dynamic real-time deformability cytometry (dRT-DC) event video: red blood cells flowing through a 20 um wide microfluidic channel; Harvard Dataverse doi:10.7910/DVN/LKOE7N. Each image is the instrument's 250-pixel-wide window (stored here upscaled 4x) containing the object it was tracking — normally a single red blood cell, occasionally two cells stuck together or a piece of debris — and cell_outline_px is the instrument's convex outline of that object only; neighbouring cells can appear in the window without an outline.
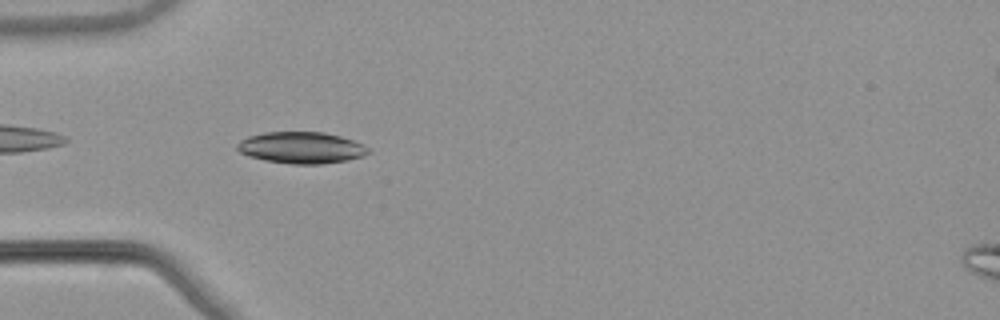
{"species": "common noctule bat (a hibernating species)", "species_latin": "Nyctalus noctula", "temperature_condition": "warm", "stored_images_in_passage": 39, "camera_frame_rate_fps": 3000, "um_per_image_px": 0.085, "animal": {"sex": "male", "body_mass_g": 21.5, "forearm_length_mm": 52.0}, "frame": {"image": 1, "passage_image": 3, "time_ms": 0.667, "image_size_px": [1000, 320], "cell_outline_px": [[372, 152], [364, 156], [344, 160], [320, 164], [292, 164], [264, 160], [248, 156], [240, 152], [236, 148], [236, 144], [240, 140], [248, 136], [264, 132], [324, 132], [340, 136], [364, 144]], "centroid_in_image_um": [25.6, 12.55], "position_along_channel_um": 59.4, "area_um2": 24.16}}
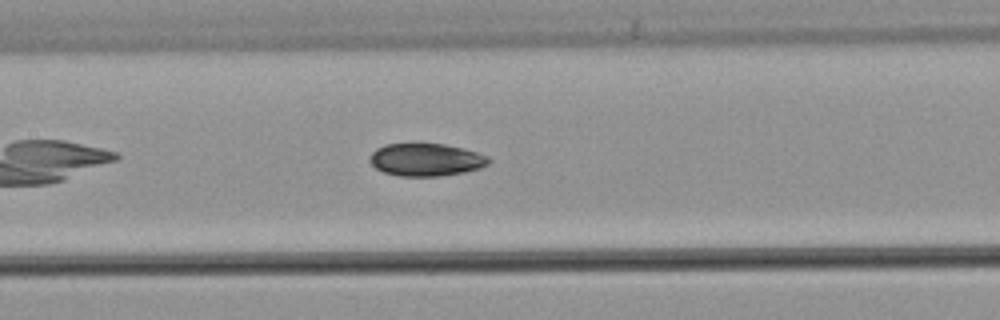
{"frame": {"image": 2, "passage_image": 12, "time_ms": 3.667, "image_size_px": [1000, 320], "cell_outline_px": [[492, 160], [488, 164], [480, 168], [464, 172], [436, 176], [400, 176], [384, 172], [376, 168], [368, 160], [372, 152], [376, 148], [384, 144], [444, 144], [464, 148], [488, 156]], "centroid_in_image_um": [36.21, 13.57], "position_along_channel_um": 171.2, "area_um2": 22.6}}
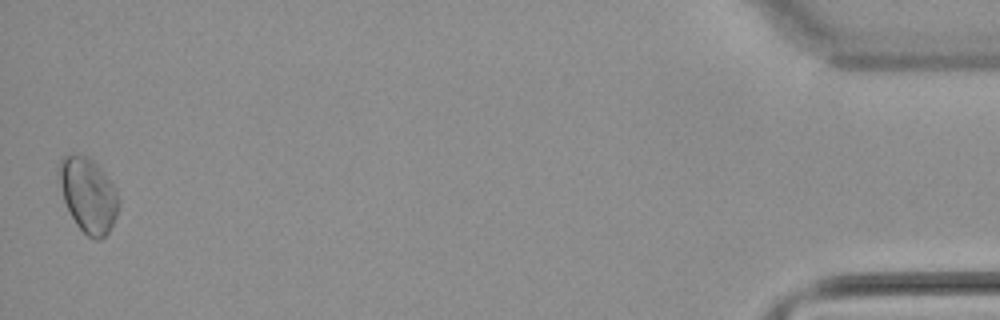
{"frame": {"image": 3, "passage_image": 39, "time_ms": 12.667, "image_size_px": [1000, 320], "cell_outline_px": [[120, 204], [116, 216], [108, 232], [100, 240], [96, 240], [88, 236], [76, 224], [64, 200], [56, 172], [56, 168], [60, 156], [72, 152], [88, 156], [104, 172], [112, 184], [120, 200]], "centroid_in_image_um": [7.45, 16.51], "position_along_channel_um": 427.7, "area_um2": 26.24}, "authors_computed_cell_mechanics": {"area_um2": 22.831, "velocity_mm_per_s": 3.8661, "shape_relaxation_time_tau1_ms": 3.7839, "shape_relaxation_time_tau2_ms": 10.1312, "deformation_change_tau1": 0.1113, "deformation_change_tau2": 0.1354}}